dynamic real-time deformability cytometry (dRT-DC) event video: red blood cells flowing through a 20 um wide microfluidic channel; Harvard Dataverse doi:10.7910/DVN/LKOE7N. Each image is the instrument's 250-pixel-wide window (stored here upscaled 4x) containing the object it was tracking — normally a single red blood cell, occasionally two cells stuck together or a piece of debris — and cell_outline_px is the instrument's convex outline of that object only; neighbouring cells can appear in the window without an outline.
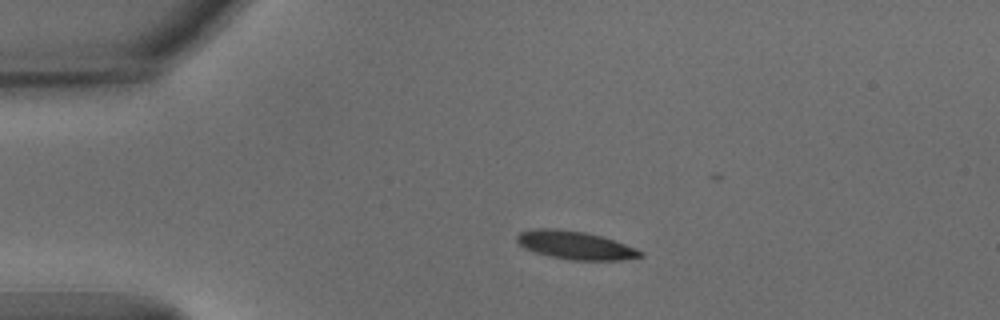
{"species": "common noctule bat (a hibernating species)", "species_latin": "Nyctalus noctula", "temperature_condition": "warm", "stored_images_in_passage": 44, "camera_frame_rate_fps": 3000, "um_per_image_px": 0.085, "animal": {"sex": "male", "body_mass_g": 15.6}, "frame": {"image": 1, "passage_image": 1, "time_ms": 0.0, "image_size_px": [1000, 320], "cell_outline_px": [[644, 256], [620, 260], [572, 260], [552, 256], [536, 252], [524, 248], [516, 240], [516, 236], [520, 232], [536, 228], [556, 228], [584, 232], [600, 236], [636, 248], [644, 252]], "centroid_in_image_um": [48.89, 20.84], "position_along_channel_um": 36.1, "area_um2": 20.06}}
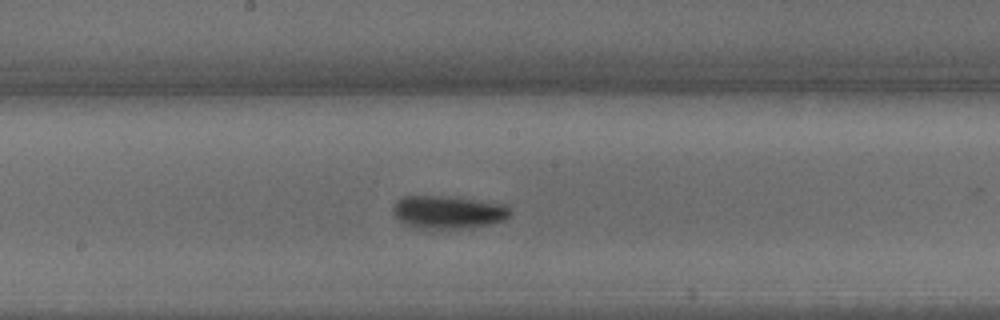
{"frame": {"image": 2, "passage_image": 18, "time_ms": 5.667, "image_size_px": [1000, 320], "cell_outline_px": [[512, 212], [504, 220], [492, 224], [432, 232], [416, 228], [400, 220], [392, 212], [392, 208], [396, 200], [404, 196], [448, 196], [508, 204], [512, 208]], "centroid_in_image_um": [38.11, 18.05], "position_along_channel_um": 210.1, "area_um2": 23.24}}
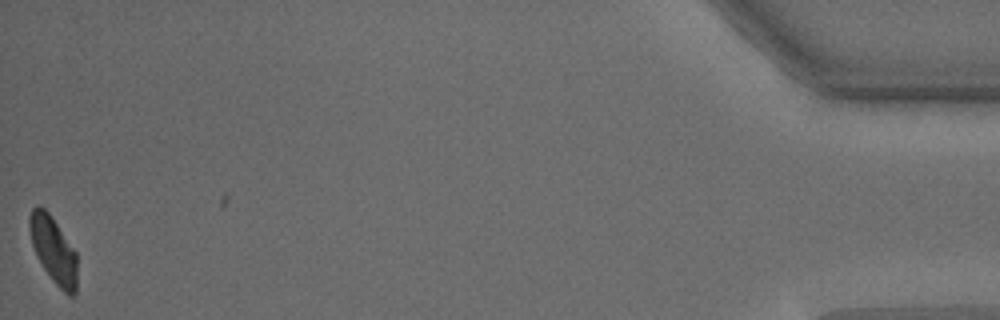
{"frame": {"image": 3, "passage_image": 43, "time_ms": 14.0, "image_size_px": [1000, 320], "cell_outline_px": [[76, 292], [72, 296], [68, 296], [52, 280], [36, 256], [32, 244], [28, 228], [28, 216], [32, 208], [36, 204], [40, 204], [52, 216], [76, 252]], "centroid_in_image_um": [4.51, 21.19], "position_along_channel_um": 430.7, "area_um2": 18.61}, "authors_computed_cell_mechanics": {"area_um2": 20.4323, "velocity_mm_per_s": 3.774, "shape_relaxation_time_tau1_ms": 2.7902, "shape_relaxation_time_tau2_ms": null, "deformation_change_tau1": 0.1262, "deformation_change_tau2": null}}